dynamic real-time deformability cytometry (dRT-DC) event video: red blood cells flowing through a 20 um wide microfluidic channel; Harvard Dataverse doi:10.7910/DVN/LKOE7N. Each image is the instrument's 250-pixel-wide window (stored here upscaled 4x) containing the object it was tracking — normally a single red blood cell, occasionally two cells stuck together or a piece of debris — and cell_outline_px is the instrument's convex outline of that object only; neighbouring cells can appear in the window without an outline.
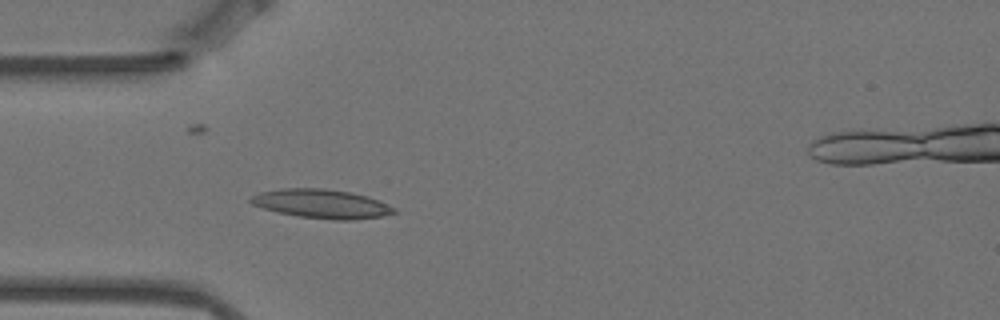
{"species": "Egyptian fruit bat (a non-hibernating species)", "species_latin": "Rousettus aegyptiacus", "temperature_condition": "warm", "stored_images_in_passage": 5, "camera_frame_rate_fps": 3000, "um_per_image_px": 0.085, "animal": {"sex": "female"}, "frame": {"image": 1, "passage_image": 5, "time_ms": 1.333, "image_size_px": [1000, 320], "cell_outline_px": [[400, 212], [380, 216], [352, 220], [332, 220], [300, 216], [280, 212], [264, 208], [252, 204], [248, 200], [252, 196], [260, 192], [280, 188], [324, 188], [348, 192], [368, 196], [380, 200], [396, 208]], "centroid_in_image_um": [27.38, 17.32], "position_along_channel_um": 57.6, "area_um2": 24.16}}